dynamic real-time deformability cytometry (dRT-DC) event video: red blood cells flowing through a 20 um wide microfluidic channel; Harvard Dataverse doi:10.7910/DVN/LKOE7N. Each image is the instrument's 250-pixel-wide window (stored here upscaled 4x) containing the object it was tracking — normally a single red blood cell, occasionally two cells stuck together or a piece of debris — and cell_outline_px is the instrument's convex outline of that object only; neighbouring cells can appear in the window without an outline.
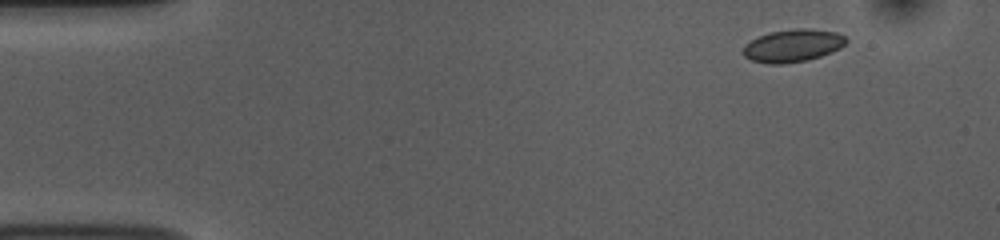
{"species": "common noctule bat (a hibernating species)", "species_latin": "Nyctalus noctula", "temperature_condition": "room temperature", "stored_images_in_passage": 49, "camera_frame_rate_fps": 3000, "um_per_image_px": 0.085, "animal": {"sex": "female", "body_mass_g": 10.0, "forearm_length_mm": 53.1}, "frame": {"image": 1, "passage_image": 1, "time_ms": 0.0, "image_size_px": [1000, 240], "cell_outline_px": [[848, 40], [840, 48], [832, 52], [808, 60], [784, 64], [768, 64], [752, 60], [744, 56], [740, 52], [752, 40], [760, 36], [772, 32], [792, 28], [812, 28], [836, 32], [844, 36]], "centroid_in_image_um": [67.41, 3.88], "position_along_channel_um": 17.6, "area_um2": 19.59}}
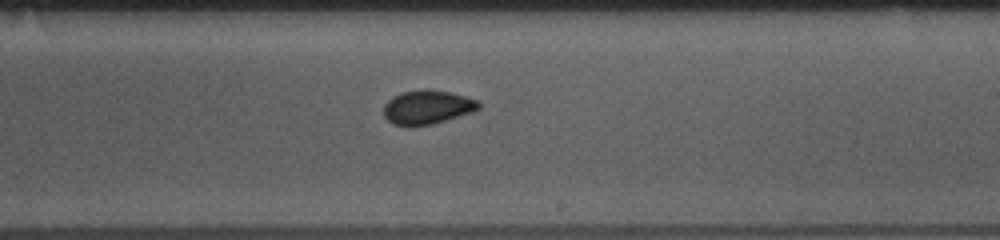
{"frame": {"image": 2, "passage_image": 27, "time_ms": 8.667, "image_size_px": [1000, 240], "cell_outline_px": [[480, 108], [472, 112], [432, 124], [412, 128], [408, 128], [392, 124], [384, 116], [384, 104], [392, 96], [400, 92], [424, 88], [448, 92], [480, 100]], "centroid_in_image_um": [36.28, 9.12], "position_along_channel_um": 252.7, "area_um2": 19.25}}
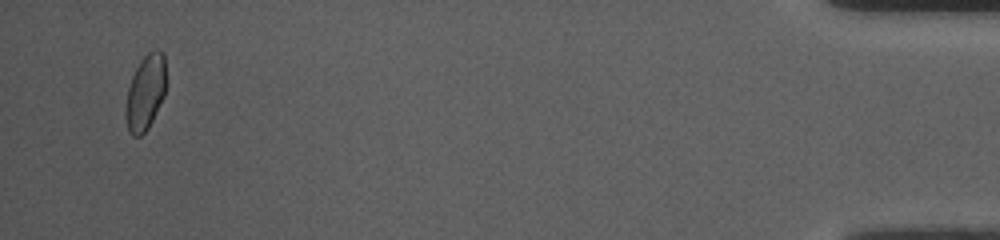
{"frame": {"image": 3, "passage_image": 47, "time_ms": 15.333, "image_size_px": [1000, 240], "cell_outline_px": [[168, 84], [164, 96], [148, 128], [140, 136], [132, 136], [128, 132], [124, 116], [124, 108], [128, 88], [132, 76], [140, 60], [148, 52], [156, 48], [164, 52]], "centroid_in_image_um": [12.38, 7.83], "position_along_channel_um": 422.8, "area_um2": 18.38}, "authors_computed_cell_mechanics": {"area_um2": 18.7272, "velocity_mm_per_s": 3.7618, "shape_relaxation_time_tau1_ms": 3.0965, "shape_relaxation_time_tau2_ms": 1.2635, "deformation_change_tau1": 0.0776, "deformation_change_tau2": 0.0548}}